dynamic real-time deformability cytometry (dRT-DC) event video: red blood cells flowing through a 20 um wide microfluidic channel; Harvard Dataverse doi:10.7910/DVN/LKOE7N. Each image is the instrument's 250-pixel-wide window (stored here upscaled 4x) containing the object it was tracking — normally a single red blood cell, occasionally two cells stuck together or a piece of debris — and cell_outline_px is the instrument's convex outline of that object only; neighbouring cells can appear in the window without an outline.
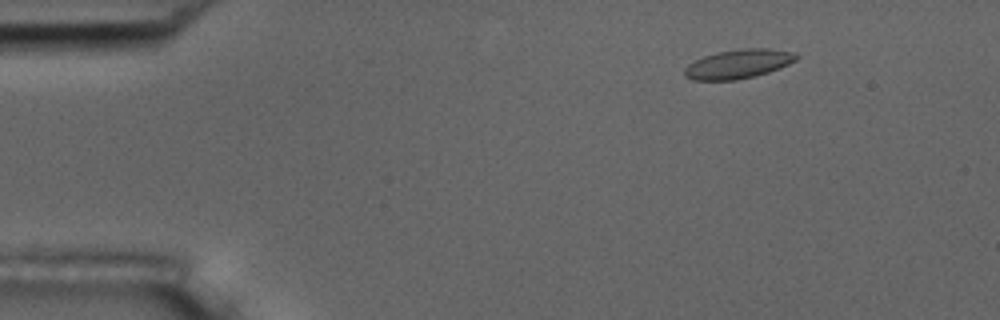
{"species": "common noctule bat (a hibernating species)", "species_latin": "Nyctalus noctula", "temperature_condition": "room temperature", "stored_images_in_passage": 4, "camera_frame_rate_fps": 3000, "um_per_image_px": 0.085, "animal": {"sex": "male", "body_mass_g": 17.5, "forearm_length_mm": 52.3}, "frame": {"image": 1, "passage_image": 1, "time_ms": 0.0, "image_size_px": [1000, 320], "cell_outline_px": [[800, 56], [796, 60], [780, 68], [756, 76], [736, 80], [692, 80], [684, 76], [684, 68], [688, 64], [704, 56], [716, 52], [740, 48], [768, 48], [792, 52]], "centroid_in_image_um": [62.75, 5.43], "position_along_channel_um": 22.3, "area_um2": 19.07}}